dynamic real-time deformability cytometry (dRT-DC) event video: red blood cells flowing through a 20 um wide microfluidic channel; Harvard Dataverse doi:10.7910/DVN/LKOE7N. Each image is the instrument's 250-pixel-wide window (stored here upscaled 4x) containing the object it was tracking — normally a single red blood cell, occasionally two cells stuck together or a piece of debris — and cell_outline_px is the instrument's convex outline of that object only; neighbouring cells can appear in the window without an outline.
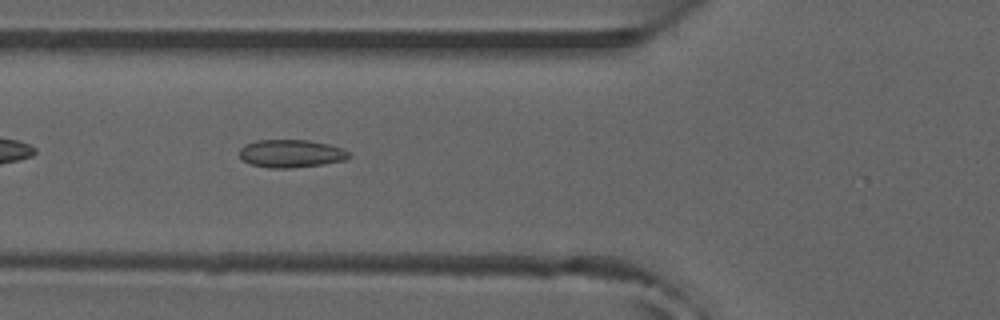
{"species": "common noctule bat (a hibernating species)", "species_latin": "Nyctalus noctula", "temperature_condition": "room temperature", "stored_images_in_passage": 11, "camera_frame_rate_fps": 3000, "um_per_image_px": 0.085, "animal": {"sex": "male", "forearm_length_mm": 52.5}, "frame": {"image": 1, "passage_image": 4, "time_ms": 1.0, "image_size_px": [1000, 320], "cell_outline_px": [[352, 156], [344, 160], [324, 164], [292, 168], [268, 168], [252, 164], [244, 160], [240, 156], [240, 148], [244, 144], [256, 140], [308, 140], [328, 144], [340, 148], [348, 152]], "centroid_in_image_um": [24.73, 13.05], "position_along_channel_um": 101.1, "area_um2": 17.74}}
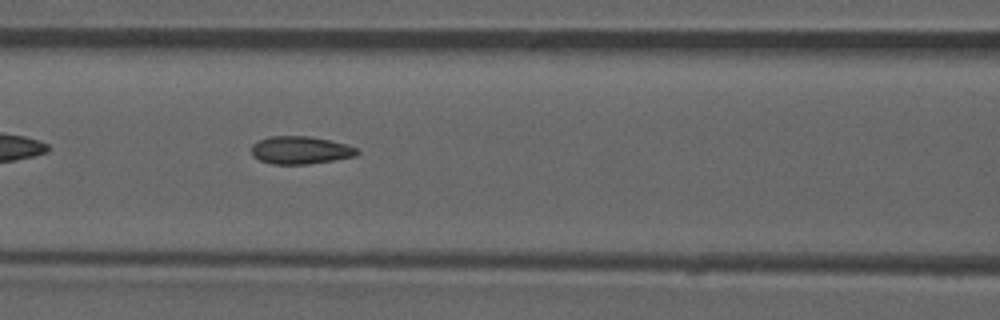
{"frame": {"image": 2, "passage_image": 7, "time_ms": 2.0, "image_size_px": [1000, 320], "cell_outline_px": [[360, 152], [356, 156], [308, 164], [272, 164], [260, 160], [252, 156], [252, 144], [268, 136], [308, 136], [328, 140], [344, 144], [356, 148]], "centroid_in_image_um": [25.51, 12.76], "position_along_channel_um": 141.1, "area_um2": 16.94}}